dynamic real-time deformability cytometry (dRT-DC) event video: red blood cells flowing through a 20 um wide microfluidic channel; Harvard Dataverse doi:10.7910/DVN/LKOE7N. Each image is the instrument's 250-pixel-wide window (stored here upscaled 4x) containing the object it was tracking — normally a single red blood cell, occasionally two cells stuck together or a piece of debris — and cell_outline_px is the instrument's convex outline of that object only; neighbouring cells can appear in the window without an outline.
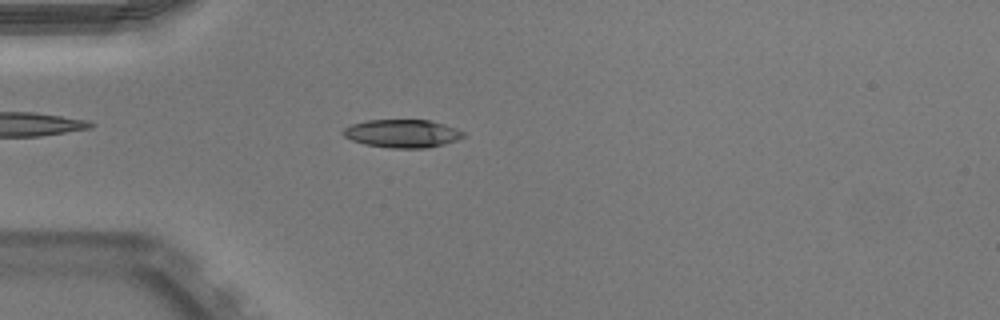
{"species": "Egyptian fruit bat (a non-hibernating species)", "species_latin": "Rousettus aegyptiacus", "temperature_condition": "warm", "stored_images_in_passage": 43, "camera_frame_rate_fps": 3000, "um_per_image_px": 0.085, "animal": {"sex": "male"}, "frame": {"image": 1, "passage_image": 7, "time_ms": 2.0, "image_size_px": [1000, 320], "cell_outline_px": [[464, 136], [456, 140], [444, 144], [428, 148], [392, 148], [364, 144], [352, 140], [344, 136], [340, 132], [344, 128], [352, 124], [364, 120], [428, 120], [444, 124], [456, 128], [464, 132]], "centroid_in_image_um": [34.17, 11.35], "position_along_channel_um": 50.8, "area_um2": 19.71}}
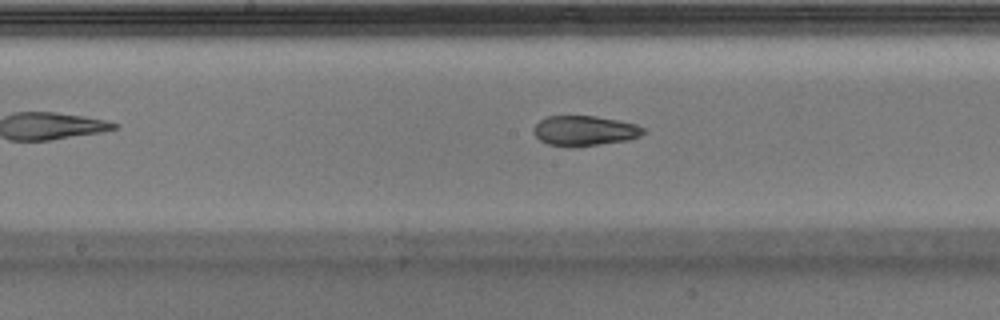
{"frame": {"image": 2, "passage_image": 19, "time_ms": 6.0, "image_size_px": [1000, 320], "cell_outline_px": [[648, 132], [640, 136], [628, 140], [596, 144], [548, 144], [540, 140], [532, 132], [536, 124], [540, 120], [548, 116], [596, 116], [620, 120], [636, 124], [648, 128]], "centroid_in_image_um": [49.78, 11.06], "position_along_channel_um": 198.4, "area_um2": 18.79}, "authors_computed_cell_mechanics": {"area_um2": 20.2878, "velocity_mm_per_s": 3.9798, "shape_relaxation_time_tau1_ms": null, "shape_relaxation_time_tau2_ms": 2.0836, "deformation_change_tau1": null, "deformation_change_tau2": 0.0882}}